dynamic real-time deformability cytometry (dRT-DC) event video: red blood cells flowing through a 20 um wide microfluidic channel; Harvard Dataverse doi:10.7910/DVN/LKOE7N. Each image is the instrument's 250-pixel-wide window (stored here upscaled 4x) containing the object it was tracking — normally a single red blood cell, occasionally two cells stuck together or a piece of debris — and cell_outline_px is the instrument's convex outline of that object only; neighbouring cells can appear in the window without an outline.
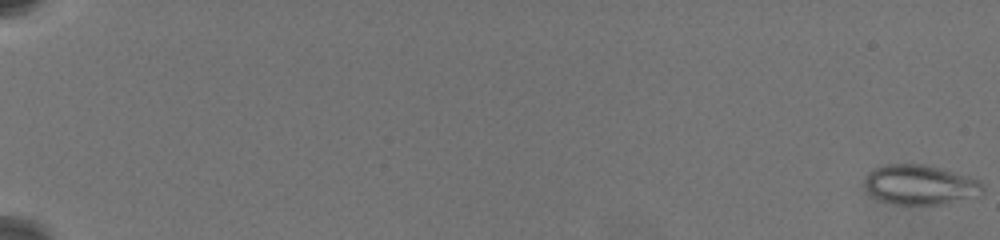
{"species": "common noctule bat (a hibernating species)", "species_latin": "Nyctalus noctula", "temperature_condition": "warm", "stored_images_in_passage": 6, "camera_frame_rate_fps": 3000, "um_per_image_px": 0.085, "animal": {"sex": "female", "body_mass_g": 19.5, "forearm_length_mm": 54.1}, "frame": {"image": 1, "passage_image": 1, "time_ms": 0.0, "image_size_px": [1000, 240], "cell_outline_px": [[984, 192], [980, 196], [940, 204], [896, 204], [880, 200], [872, 196], [868, 192], [864, 184], [864, 180], [868, 172], [872, 168], [888, 164], [924, 164], [944, 168], [980, 180], [984, 184]], "centroid_in_image_um": [78.23, 15.69], "position_along_channel_um": 6.8, "area_um2": 27.74}}